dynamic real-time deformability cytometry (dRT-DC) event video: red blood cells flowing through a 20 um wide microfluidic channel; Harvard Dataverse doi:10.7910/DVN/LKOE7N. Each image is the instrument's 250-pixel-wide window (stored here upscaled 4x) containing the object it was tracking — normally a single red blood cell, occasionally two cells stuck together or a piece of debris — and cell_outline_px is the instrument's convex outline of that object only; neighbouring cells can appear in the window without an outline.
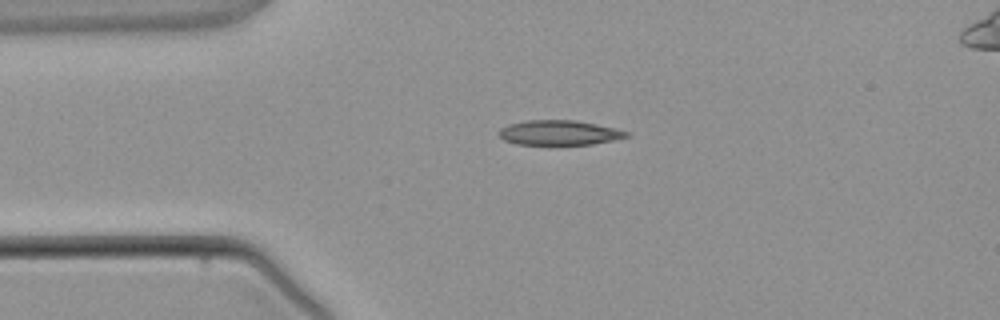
{"species": "common noctule bat (a hibernating species)", "species_latin": "Nyctalus noctula", "temperature_condition": "warm", "stored_images_in_passage": 3, "camera_frame_rate_fps": 3000, "um_per_image_px": 0.085, "animal": {"sex": "male", "body_mass_g": 21.5, "forearm_length_mm": 52.0}, "frame": {"image": 1, "passage_image": 2, "time_ms": 1.333, "image_size_px": [1000, 320], "cell_outline_px": [[632, 136], [592, 144], [516, 144], [504, 140], [496, 132], [500, 128], [508, 124], [528, 120], [576, 120], [616, 128], [632, 132]], "centroid_in_image_um": [47.56, 11.27], "position_along_channel_um": 37.4, "area_um2": 18.55}}